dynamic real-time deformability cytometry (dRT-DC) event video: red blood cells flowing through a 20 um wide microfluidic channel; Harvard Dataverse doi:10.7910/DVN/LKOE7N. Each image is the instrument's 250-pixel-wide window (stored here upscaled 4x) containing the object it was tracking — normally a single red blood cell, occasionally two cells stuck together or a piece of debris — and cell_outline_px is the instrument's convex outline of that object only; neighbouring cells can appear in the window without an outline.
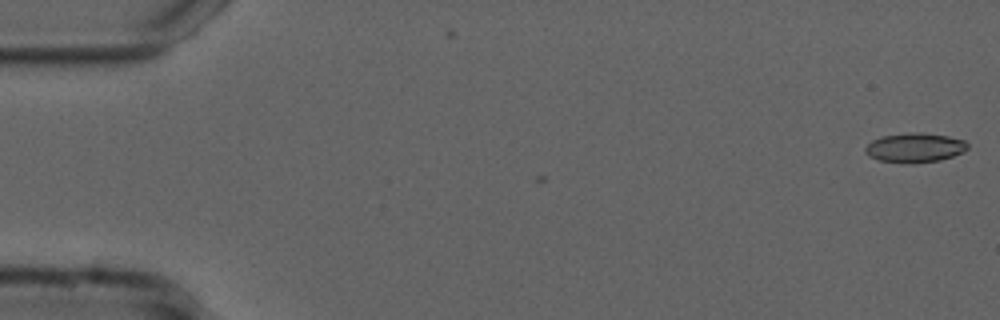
{"species": "common noctule bat (a hibernating species)", "species_latin": "Nyctalus noctula", "temperature_condition": "cold", "stored_images_in_passage": 2, "camera_frame_rate_fps": 3000, "um_per_image_px": 0.085, "animal": {"sex": "male", "forearm_length_mm": 52.5}, "frame": {"image": 1, "passage_image": 2, "time_ms": 0.333, "image_size_px": [1000, 320], "cell_outline_px": [[968, 148], [964, 152], [940, 160], [880, 160], [868, 156], [864, 152], [864, 148], [872, 140], [880, 136], [912, 132], [920, 132], [948, 136], [964, 140], [968, 144]], "centroid_in_image_um": [77.77, 12.49], "position_along_channel_um": 7.2, "area_um2": 16.82}}